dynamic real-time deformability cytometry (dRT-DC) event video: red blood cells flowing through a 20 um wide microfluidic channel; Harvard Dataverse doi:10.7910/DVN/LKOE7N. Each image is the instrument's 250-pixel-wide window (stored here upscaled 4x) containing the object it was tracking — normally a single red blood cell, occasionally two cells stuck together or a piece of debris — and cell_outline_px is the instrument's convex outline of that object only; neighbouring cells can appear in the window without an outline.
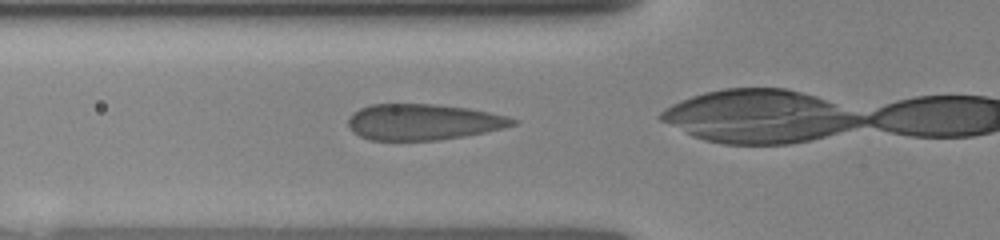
{"species": "human", "species_latin": "Homo sapiens", "temperature_condition": "room temperature", "stored_images_in_passage": 40, "camera_frame_rate_fps": 3000, "um_per_image_px": 0.085, "donor": {"sex": "female"}, "frame": {"image": 1, "passage_image": 17, "time_ms": 3.667, "image_size_px": [1000, 240], "cell_outline_px": [[520, 120], [516, 124], [504, 128], [464, 136], [436, 140], [372, 140], [360, 136], [352, 132], [348, 124], [348, 116], [352, 112], [360, 108], [372, 104], [436, 104], [468, 108], [508, 116]], "centroid_in_image_um": [35.97, 10.36], "position_along_channel_um": 89.8, "area_um2": 34.62}}
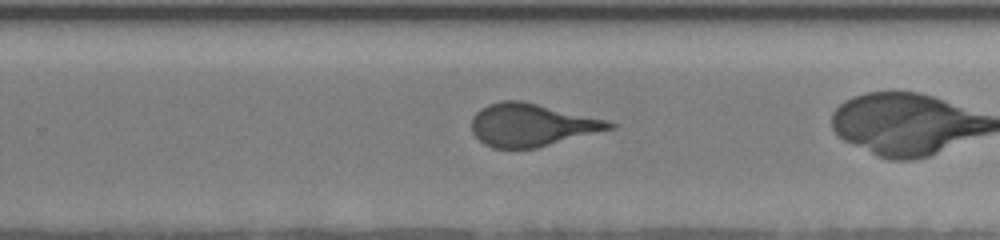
{"frame": {"image": 2, "passage_image": 34, "time_ms": 8.333, "image_size_px": [1000, 240], "cell_outline_px": [[616, 128], [536, 148], [492, 148], [484, 144], [472, 132], [472, 116], [480, 108], [488, 104], [500, 100], [524, 100], [608, 120], [616, 124]], "centroid_in_image_um": [45.2, 10.6], "position_along_channel_um": 284.6, "area_um2": 34.62}}
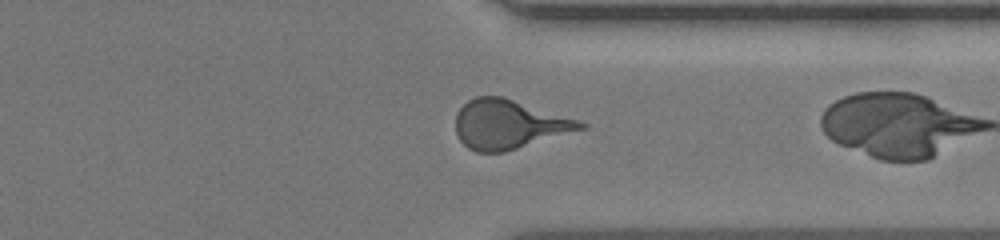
{"frame": {"image": 3, "passage_image": 39, "time_ms": 10.333, "image_size_px": [1000, 240], "cell_outline_px": [[588, 128], [504, 152], [476, 152], [468, 148], [460, 140], [456, 132], [456, 112], [468, 100], [476, 96], [504, 96], [588, 124]], "centroid_in_image_um": [43.23, 10.57], "position_along_channel_um": 368.2, "area_um2": 35.6}}